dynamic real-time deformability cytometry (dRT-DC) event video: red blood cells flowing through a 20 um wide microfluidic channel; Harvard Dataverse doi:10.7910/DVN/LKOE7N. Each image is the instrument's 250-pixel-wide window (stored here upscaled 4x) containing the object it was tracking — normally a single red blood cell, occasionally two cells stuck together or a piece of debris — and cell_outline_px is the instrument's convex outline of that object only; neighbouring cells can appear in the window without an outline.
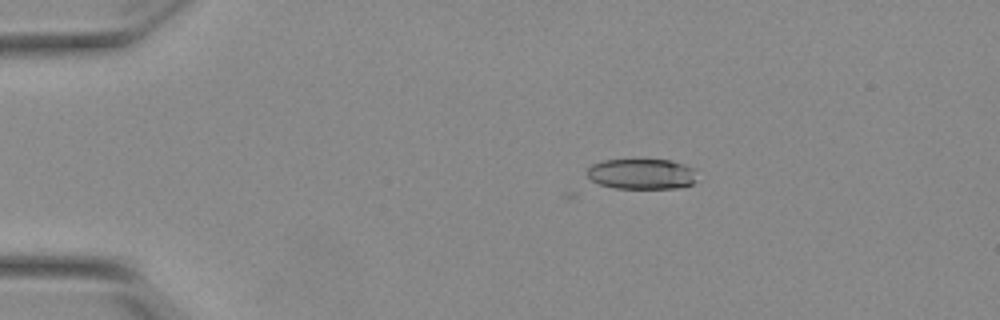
{"species": "Egyptian fruit bat (a non-hibernating species)", "species_latin": "Rousettus aegyptiacus", "temperature_condition": "warm", "stored_images_in_passage": 3, "camera_frame_rate_fps": 3000, "um_per_image_px": 0.085, "animal": {"sex": "female"}, "frame": {"image": 1, "passage_image": 1, "time_ms": 0.0, "image_size_px": [1000, 320], "cell_outline_px": [[696, 180], [692, 184], [676, 188], [612, 188], [600, 184], [592, 180], [588, 176], [588, 168], [592, 164], [604, 160], [672, 160], [696, 168]], "centroid_in_image_um": [54.59, 14.78], "position_along_channel_um": 30.4, "area_um2": 19.59}}